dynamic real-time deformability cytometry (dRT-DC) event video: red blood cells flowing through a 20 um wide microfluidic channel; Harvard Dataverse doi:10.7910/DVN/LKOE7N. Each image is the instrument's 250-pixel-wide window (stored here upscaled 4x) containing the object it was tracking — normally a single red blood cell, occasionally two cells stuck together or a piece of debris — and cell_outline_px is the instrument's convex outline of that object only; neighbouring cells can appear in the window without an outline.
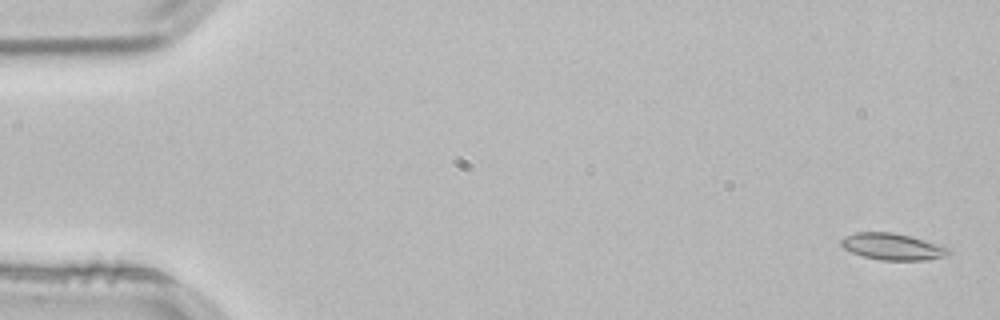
{"species": "common noctule bat (a hibernating species)", "species_latin": "Nyctalus noctula", "temperature_condition": "room temperature", "stored_images_in_passage": 53, "camera_frame_rate_fps": 3000, "um_per_image_px": 0.085, "animal": {"sex": "male", "body_mass_g": 21.5, "forearm_length_mm": 52.0}, "frame": {"image": 1, "passage_image": 2, "time_ms": 0.333, "image_size_px": [1000, 320], "cell_outline_px": [[952, 252], [940, 256], [924, 260], [880, 260], [864, 256], [852, 252], [844, 248], [840, 244], [840, 240], [844, 236], [856, 232], [892, 232], [912, 236], [948, 248]], "centroid_in_image_um": [75.8, 20.95], "position_along_channel_um": 9.2, "area_um2": 16.42}}
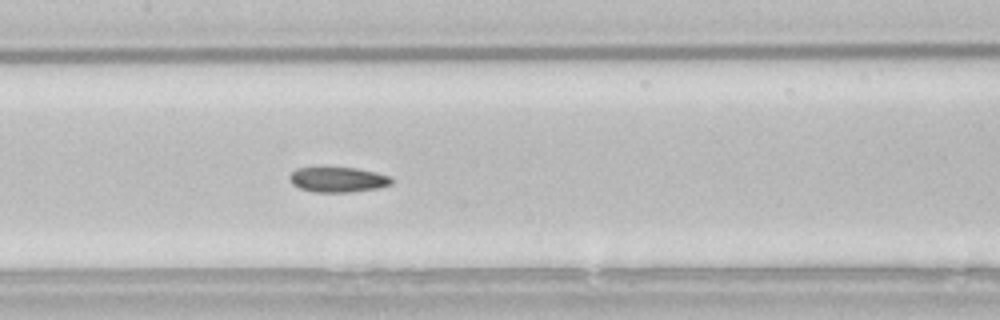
{"frame": {"image": 2, "passage_image": 26, "time_ms": 8.333, "image_size_px": [1000, 320], "cell_outline_px": [[396, 180], [392, 184], [376, 188], [352, 192], [316, 192], [300, 188], [292, 184], [288, 176], [296, 168], [324, 164], [356, 168], [376, 172], [392, 176]], "centroid_in_image_um": [28.71, 15.21], "position_along_channel_um": 178.7, "area_um2": 15.84}}
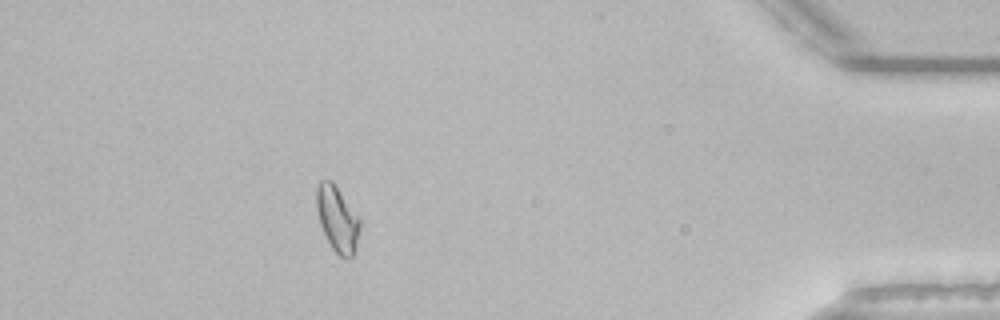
{"frame": {"image": 3, "passage_image": 48, "time_ms": 15.667, "image_size_px": [1000, 320], "cell_outline_px": [[360, 228], [356, 248], [352, 256], [348, 260], [340, 256], [332, 248], [320, 224], [316, 208], [316, 188], [320, 180], [332, 180], [360, 220]], "centroid_in_image_um": [28.66, 18.62], "position_along_channel_um": 406.5, "area_um2": 16.42}, "authors_computed_cell_mechanics": {"area_um2": 15.9528, "velocity_mm_per_s": 3.8254, "shape_relaxation_time_tau1_ms": null, "shape_relaxation_time_tau2_ms": 4.5591, "deformation_change_tau1": null, "deformation_change_tau2": 0.0961}}